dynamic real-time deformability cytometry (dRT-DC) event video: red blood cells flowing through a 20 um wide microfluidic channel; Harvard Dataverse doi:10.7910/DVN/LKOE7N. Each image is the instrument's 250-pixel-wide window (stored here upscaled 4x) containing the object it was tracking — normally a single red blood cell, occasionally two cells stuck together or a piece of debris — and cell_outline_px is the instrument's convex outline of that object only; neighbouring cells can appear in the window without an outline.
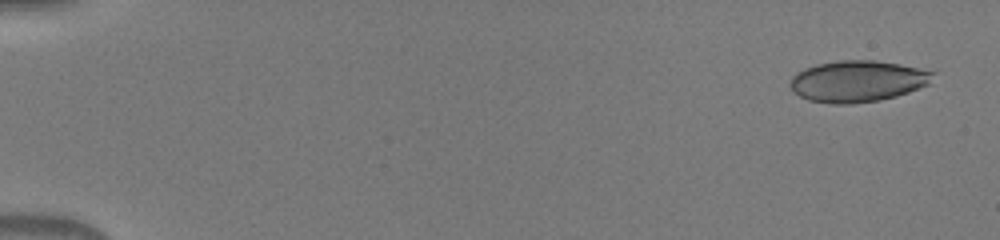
{"species": "human", "species_latin": "Homo sapiens", "temperature_condition": "warm", "stored_images_in_passage": 51, "camera_frame_rate_fps": 3000, "um_per_image_px": 0.085, "donor": {"sex": "male"}, "frame": {"image": 1, "passage_image": 3, "time_ms": 0.667, "image_size_px": [1000, 240], "cell_outline_px": [[936, 72], [928, 84], [908, 92], [896, 96], [880, 100], [852, 104], [832, 104], [808, 100], [800, 96], [788, 84], [792, 76], [796, 72], [804, 68], [816, 64], [840, 60], [872, 60], [900, 64]], "centroid_in_image_um": [72.87, 6.9], "position_along_channel_um": 12.1, "area_um2": 34.45}}
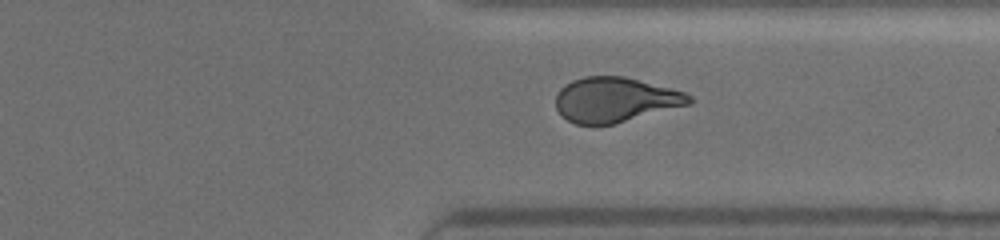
{"frame": {"image": 2, "passage_image": 40, "time_ms": 13.0, "image_size_px": [1000, 240], "cell_outline_px": [[692, 104], [612, 124], [592, 128], [576, 124], [568, 120], [556, 108], [556, 92], [564, 84], [572, 80], [584, 76], [624, 76], [684, 92], [692, 96]], "centroid_in_image_um": [52.25, 8.5], "position_along_channel_um": 359.1, "area_um2": 35.2}}
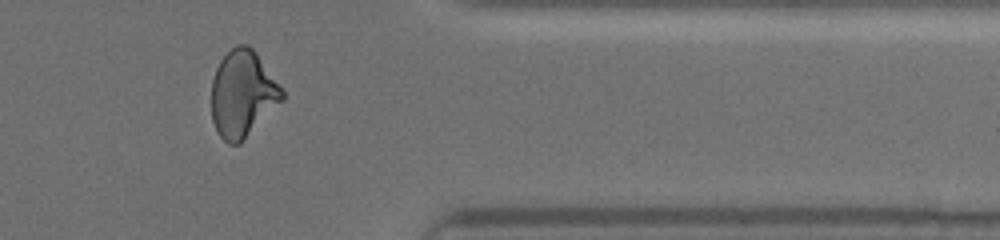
{"frame": {"image": 3, "passage_image": 43, "time_ms": 14.0, "image_size_px": [1000, 240], "cell_outline_px": [[284, 100], [240, 144], [228, 144], [216, 132], [212, 120], [212, 80], [216, 68], [220, 60], [236, 44], [248, 44], [256, 52], [284, 88]], "centroid_in_image_um": [20.65, 7.98], "position_along_channel_um": 390.8, "area_um2": 36.13}}